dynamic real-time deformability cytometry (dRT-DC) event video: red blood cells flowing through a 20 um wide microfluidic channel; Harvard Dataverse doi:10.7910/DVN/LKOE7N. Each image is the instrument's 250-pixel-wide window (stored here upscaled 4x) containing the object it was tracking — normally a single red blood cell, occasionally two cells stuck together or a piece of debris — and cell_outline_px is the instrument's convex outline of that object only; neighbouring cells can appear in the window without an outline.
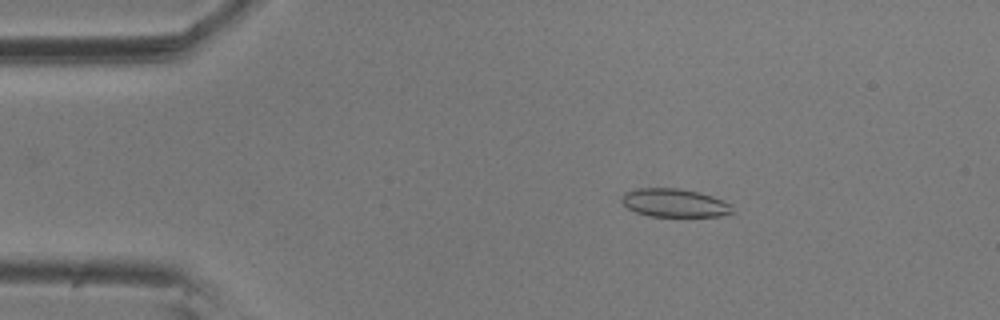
{"species": "common noctule bat (a hibernating species)", "species_latin": "Nyctalus noctula", "temperature_condition": "room temperature", "stored_images_in_passage": 3, "camera_frame_rate_fps": 3000, "um_per_image_px": 0.085, "animal": {"sex": "male", "body_mass_g": 20.5, "forearm_length_mm": 52.5}, "frame": {"image": 1, "passage_image": 2, "time_ms": 0.333, "image_size_px": [1000, 320], "cell_outline_px": [[736, 212], [720, 216], [652, 216], [636, 212], [628, 208], [620, 200], [624, 192], [636, 188], [680, 188], [712, 196], [724, 200], [732, 204]], "centroid_in_image_um": [57.36, 17.24], "position_along_channel_um": 27.6, "area_um2": 18.38}}